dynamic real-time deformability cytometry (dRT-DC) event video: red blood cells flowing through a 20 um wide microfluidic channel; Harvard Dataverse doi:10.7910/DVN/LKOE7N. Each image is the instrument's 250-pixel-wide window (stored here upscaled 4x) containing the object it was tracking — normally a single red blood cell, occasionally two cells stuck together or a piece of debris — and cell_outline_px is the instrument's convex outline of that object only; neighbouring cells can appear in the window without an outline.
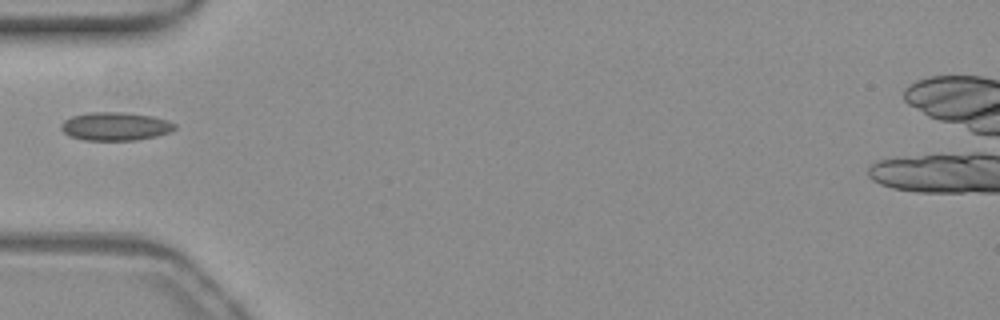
{"species": "common noctule bat (a hibernating species)", "species_latin": "Nyctalus noctula", "temperature_condition": "warm", "stored_images_in_passage": 7, "camera_frame_rate_fps": 3000, "um_per_image_px": 0.085, "animal": {"sex": "female", "body_mass_g": 19.3, "forearm_length_mm": 54.1}, "frame": {"image": 1, "passage_image": 1, "time_ms": 0.0, "image_size_px": [1000, 320], "cell_outline_px": [[176, 128], [168, 132], [156, 136], [136, 140], [84, 140], [72, 136], [64, 132], [60, 128], [60, 124], [64, 120], [72, 116], [88, 112], [124, 112], [152, 116], [168, 120], [176, 124]], "centroid_in_image_um": [9.8, 10.73], "position_along_channel_um": 75.2, "area_um2": 18.73}}
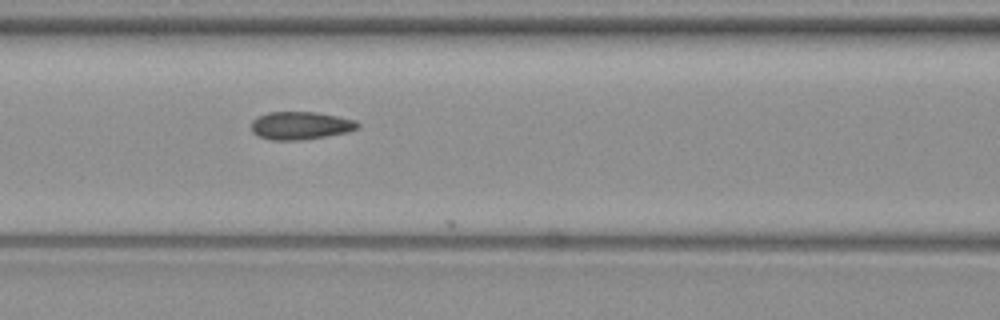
{"frame": {"image": 2, "passage_image": 6, "time_ms": 1.667, "image_size_px": [1000, 320], "cell_outline_px": [[360, 124], [356, 128], [344, 132], [324, 136], [300, 140], [272, 140], [256, 136], [252, 132], [252, 120], [256, 116], [268, 112], [316, 112], [356, 120]], "centroid_in_image_um": [25.47, 10.66], "position_along_channel_um": 141.1, "area_um2": 17.17}}